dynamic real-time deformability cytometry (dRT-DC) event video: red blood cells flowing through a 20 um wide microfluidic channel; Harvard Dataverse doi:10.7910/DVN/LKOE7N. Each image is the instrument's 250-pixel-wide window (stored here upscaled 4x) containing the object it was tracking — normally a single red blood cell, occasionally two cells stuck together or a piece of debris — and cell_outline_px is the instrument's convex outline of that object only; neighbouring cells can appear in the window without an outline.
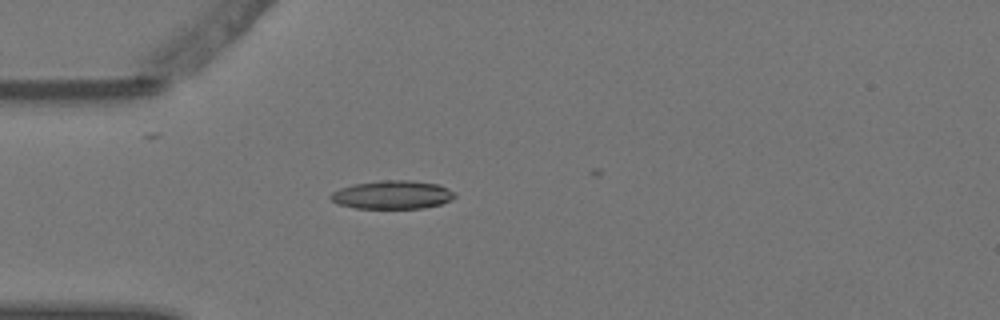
{"species": "Egyptian fruit bat (a non-hibernating species)", "species_latin": "Rousettus aegyptiacus", "temperature_condition": "warm", "stored_images_in_passage": 4, "camera_frame_rate_fps": 3000, "um_per_image_px": 0.085, "animal": {"sex": "female"}, "frame": {"image": 1, "passage_image": 3, "time_ms": 0.667, "image_size_px": [1000, 320], "cell_outline_px": [[456, 196], [452, 200], [440, 204], [424, 208], [356, 208], [336, 204], [328, 196], [332, 192], [340, 188], [352, 184], [384, 180], [408, 180], [440, 184], [456, 192]], "centroid_in_image_um": [33.37, 16.55], "position_along_channel_um": 51.6, "area_um2": 20.75}}